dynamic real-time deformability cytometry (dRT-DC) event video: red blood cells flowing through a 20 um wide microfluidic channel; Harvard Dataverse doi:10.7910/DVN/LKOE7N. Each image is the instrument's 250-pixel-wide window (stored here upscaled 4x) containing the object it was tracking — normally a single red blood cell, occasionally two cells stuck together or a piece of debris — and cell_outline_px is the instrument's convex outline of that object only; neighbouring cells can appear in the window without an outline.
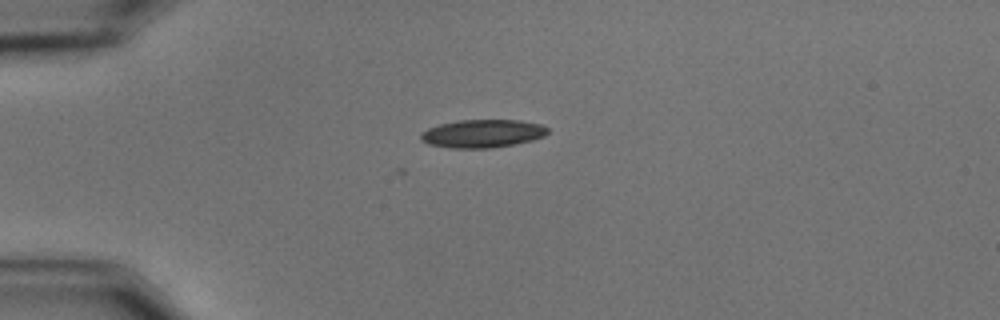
{"species": "common noctule bat (a hibernating species)", "species_latin": "Nyctalus noctula", "temperature_condition": "cold", "stored_images_in_passage": 3, "camera_frame_rate_fps": 3000, "um_per_image_px": 0.085, "animal": {"sex": "male", "body_mass_g": 15.6}, "frame": {"image": 1, "passage_image": 1, "time_ms": 0.0, "image_size_px": [1000, 320], "cell_outline_px": [[548, 132], [544, 136], [532, 140], [492, 148], [448, 148], [428, 144], [420, 140], [420, 132], [428, 128], [440, 124], [460, 120], [520, 120], [540, 124], [548, 128]], "centroid_in_image_um": [40.98, 11.35], "position_along_channel_um": 44.0, "area_um2": 20.81}}